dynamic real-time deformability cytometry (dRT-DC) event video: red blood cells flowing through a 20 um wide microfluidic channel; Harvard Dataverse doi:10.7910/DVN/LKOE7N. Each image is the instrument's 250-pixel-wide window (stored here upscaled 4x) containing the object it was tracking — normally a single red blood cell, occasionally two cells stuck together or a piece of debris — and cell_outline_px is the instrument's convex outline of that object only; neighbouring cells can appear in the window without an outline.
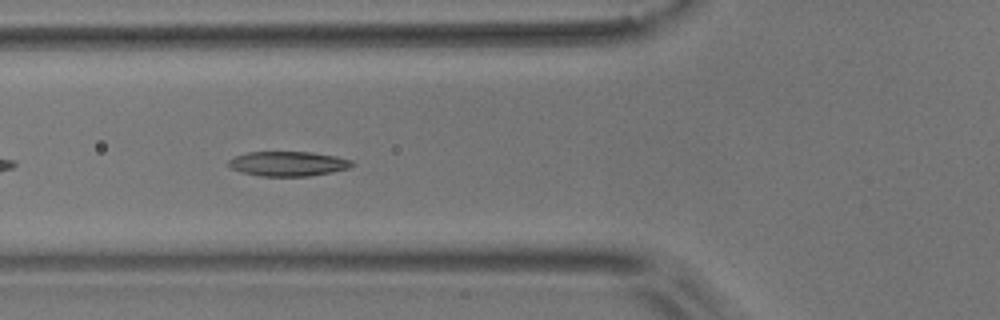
{"species": "common noctule bat (a hibernating species)", "species_latin": "Nyctalus noctula", "temperature_condition": "room temperature", "stored_images_in_passage": 13, "camera_frame_rate_fps": 3000, "um_per_image_px": 0.085, "animal": {"sex": "male", "body_mass_g": 17.9}, "frame": {"image": 1, "passage_image": 6, "time_ms": 1.667, "image_size_px": [1000, 320], "cell_outline_px": [[356, 164], [348, 168], [332, 172], [308, 176], [260, 176], [240, 172], [232, 168], [228, 164], [228, 160], [236, 156], [248, 152], [312, 152], [336, 156], [352, 160]], "centroid_in_image_um": [24.5, 13.91], "position_along_channel_um": 101.3, "area_um2": 17.8}}
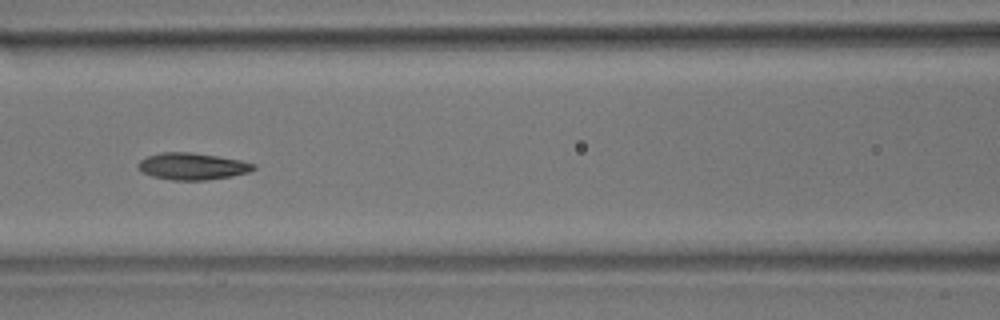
{"frame": {"image": 2, "passage_image": 10, "time_ms": 3.0, "image_size_px": [1000, 320], "cell_outline_px": [[256, 168], [248, 172], [232, 176], [204, 180], [172, 180], [152, 176], [140, 172], [136, 168], [136, 164], [140, 160], [148, 156], [160, 152], [192, 152], [240, 160], [256, 164]], "centroid_in_image_um": [16.3, 14.13], "position_along_channel_um": 150.3, "area_um2": 18.15}}